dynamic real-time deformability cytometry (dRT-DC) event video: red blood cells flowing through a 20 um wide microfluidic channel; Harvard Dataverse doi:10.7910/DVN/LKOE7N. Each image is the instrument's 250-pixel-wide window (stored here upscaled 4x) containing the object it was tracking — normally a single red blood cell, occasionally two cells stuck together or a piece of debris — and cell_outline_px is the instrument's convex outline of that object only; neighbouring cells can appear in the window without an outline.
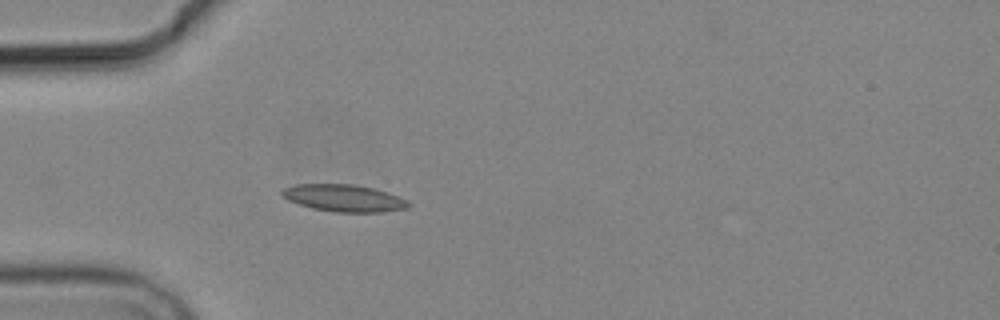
{"species": "common noctule bat (a hibernating species)", "species_latin": "Nyctalus noctula", "temperature_condition": "cold", "stored_images_in_passage": 1, "camera_frame_rate_fps": 3000, "um_per_image_px": 0.085, "animal": {"sex": "male", "body_mass_g": 19.2, "forearm_length_mm": 51.8}, "frame": {"image": 1, "passage_image": 1, "time_ms": 0.0, "image_size_px": [1000, 320], "cell_outline_px": [[412, 204], [408, 208], [380, 212], [336, 212], [312, 208], [288, 200], [280, 192], [284, 188], [296, 184], [352, 184], [372, 188], [388, 192], [408, 200]], "centroid_in_image_um": [29.27, 16.83], "position_along_channel_um": 55.7, "area_um2": 19.88}}